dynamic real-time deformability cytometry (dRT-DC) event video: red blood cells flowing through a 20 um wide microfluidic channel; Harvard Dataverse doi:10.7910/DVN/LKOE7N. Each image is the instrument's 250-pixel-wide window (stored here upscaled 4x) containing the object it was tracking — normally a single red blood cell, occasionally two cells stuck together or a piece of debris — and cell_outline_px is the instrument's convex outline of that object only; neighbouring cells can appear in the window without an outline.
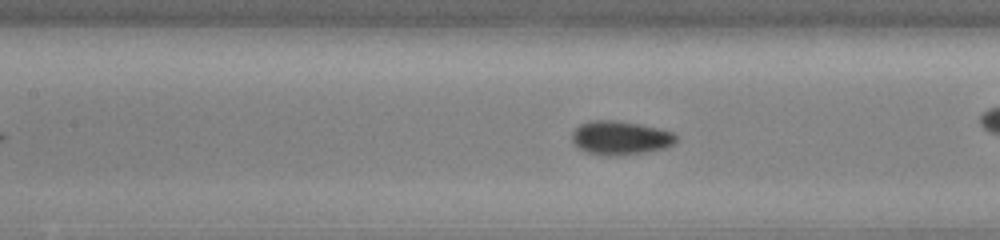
{"species": "common noctule bat (a hibernating species)", "species_latin": "Nyctalus noctula", "temperature_condition": "cold", "stored_images_in_passage": 41, "camera_frame_rate_fps": 3000, "um_per_image_px": 0.085, "animal": {"sex": "male", "body_mass_g": 13.0, "forearm_length_mm": 53.1}, "frame": {"image": 1, "passage_image": 18, "time_ms": 5.667, "image_size_px": [1000, 240], "cell_outline_px": [[676, 140], [672, 144], [664, 148], [644, 152], [612, 156], [608, 156], [584, 152], [576, 148], [572, 140], [572, 132], [580, 124], [592, 120], [616, 120], [640, 124], [672, 132], [676, 136]], "centroid_in_image_um": [52.66, 11.72], "position_along_channel_um": 154.7, "area_um2": 20.46}, "authors_computed_cell_mechanics": {"area_um2": 19.0162, "velocity_mm_per_s": 3.9048, "shape_relaxation_time_tau1_ms": 1.8133, "shape_relaxation_time_tau2_ms": null, "deformation_change_tau1": 0.0797, "deformation_change_tau2": null}}